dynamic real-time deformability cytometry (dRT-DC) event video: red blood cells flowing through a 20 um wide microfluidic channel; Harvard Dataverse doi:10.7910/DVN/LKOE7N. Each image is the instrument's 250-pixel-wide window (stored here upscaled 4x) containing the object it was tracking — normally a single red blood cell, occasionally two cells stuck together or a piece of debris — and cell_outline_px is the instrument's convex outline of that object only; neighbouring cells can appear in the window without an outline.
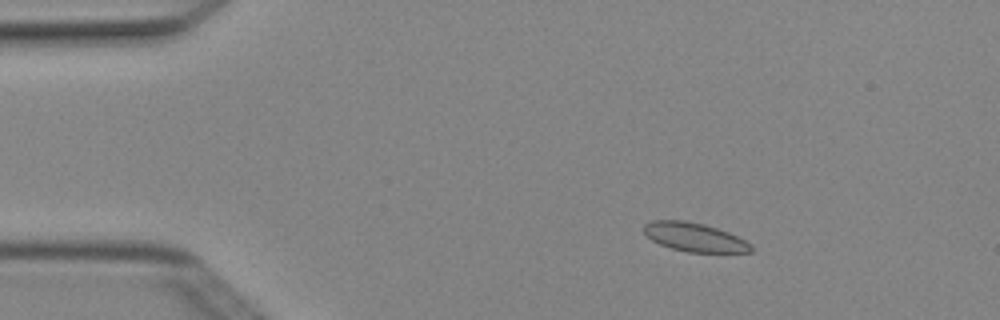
{"species": "Egyptian fruit bat (a non-hibernating species)", "species_latin": "Rousettus aegyptiacus", "temperature_condition": "cold", "stored_images_in_passage": 4, "camera_frame_rate_fps": 3000, "um_per_image_px": 0.085, "animal": {"sex": "female"}, "frame": {"image": 1, "passage_image": 3, "time_ms": 0.667, "image_size_px": [1000, 320], "cell_outline_px": [[752, 252], [688, 252], [672, 248], [660, 244], [652, 240], [644, 232], [644, 224], [652, 220], [684, 220], [704, 224], [728, 232], [752, 244]], "centroid_in_image_um": [59.02, 20.15], "position_along_channel_um": 26.0, "area_um2": 17.8}}
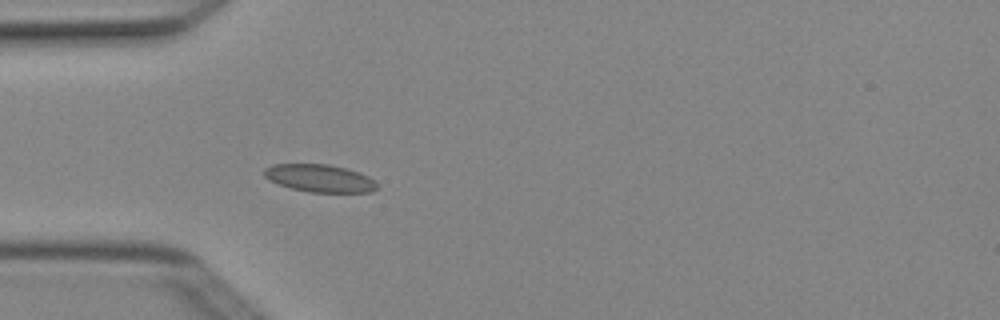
{"frame": {"image": 2, "passage_image": 4, "time_ms": 1.0, "image_size_px": [1000, 320], "cell_outline_px": [[376, 188], [372, 192], [308, 192], [292, 188], [268, 180], [264, 176], [264, 168], [272, 164], [328, 164], [360, 172], [368, 176], [376, 184]], "centroid_in_image_um": [27.14, 15.14], "position_along_channel_um": 57.9, "area_um2": 18.03}}